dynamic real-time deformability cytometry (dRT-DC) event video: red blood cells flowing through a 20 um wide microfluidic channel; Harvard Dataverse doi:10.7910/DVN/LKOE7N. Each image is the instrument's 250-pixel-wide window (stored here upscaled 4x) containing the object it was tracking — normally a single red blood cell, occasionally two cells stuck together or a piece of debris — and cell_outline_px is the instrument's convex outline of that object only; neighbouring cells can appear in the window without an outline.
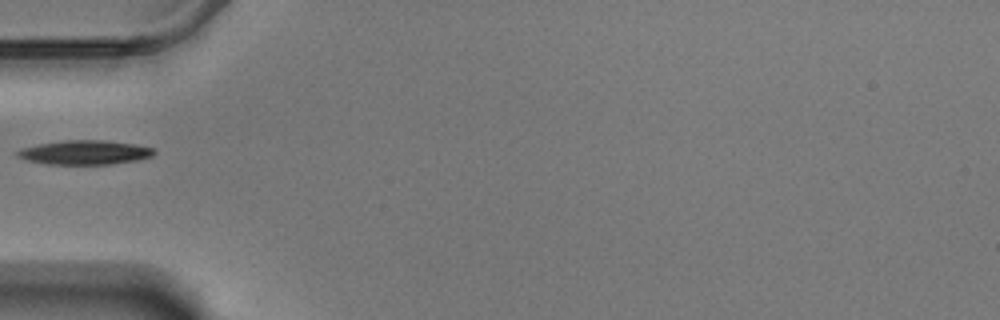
{"species": "Egyptian fruit bat (a non-hibernating species)", "species_latin": "Rousettus aegyptiacus", "temperature_condition": "warm", "stored_images_in_passage": 40, "camera_frame_rate_fps": 3000, "um_per_image_px": 0.085, "animal": {"sex": "male"}, "frame": {"image": 1, "passage_image": 1, "time_ms": 0.0, "image_size_px": [1000, 320], "cell_outline_px": [[156, 152], [152, 156], [140, 160], [112, 164], [48, 164], [28, 160], [16, 156], [16, 152], [20, 148], [40, 144], [64, 140], [104, 140], [136, 144], [152, 148]], "centroid_in_image_um": [7.23, 12.95], "position_along_channel_um": 77.8, "area_um2": 19.31}}
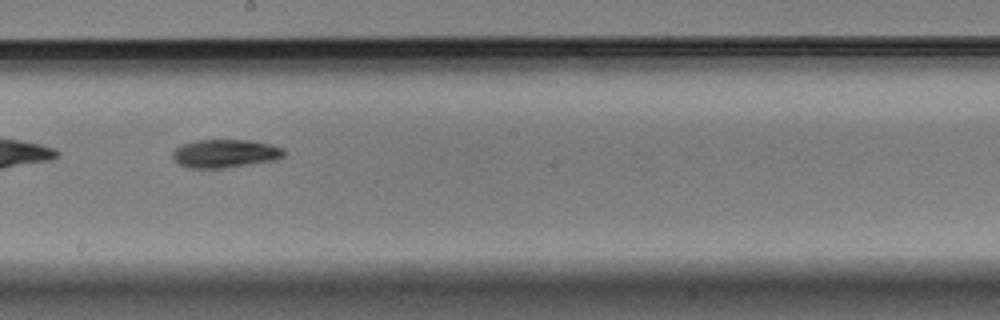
{"frame": {"image": 2, "passage_image": 14, "time_ms": 4.333, "image_size_px": [1000, 320], "cell_outline_px": [[284, 156], [276, 160], [224, 168], [188, 168], [176, 164], [172, 160], [172, 152], [176, 148], [184, 144], [196, 140], [248, 140], [272, 144], [284, 148]], "centroid_in_image_um": [19.11, 13.05], "position_along_channel_um": 229.1, "area_um2": 18.55}}
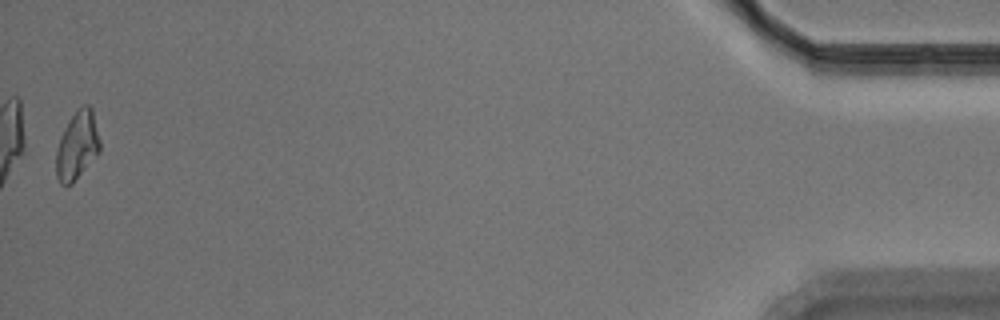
{"frame": {"image": 3, "passage_image": 39, "time_ms": 12.667, "image_size_px": [1000, 320], "cell_outline_px": [[100, 152], [72, 184], [60, 184], [56, 176], [56, 152], [60, 140], [68, 120], [84, 104], [88, 104], [92, 108], [100, 140]], "centroid_in_image_um": [6.58, 12.39], "position_along_channel_um": 428.6, "area_um2": 17.22}}